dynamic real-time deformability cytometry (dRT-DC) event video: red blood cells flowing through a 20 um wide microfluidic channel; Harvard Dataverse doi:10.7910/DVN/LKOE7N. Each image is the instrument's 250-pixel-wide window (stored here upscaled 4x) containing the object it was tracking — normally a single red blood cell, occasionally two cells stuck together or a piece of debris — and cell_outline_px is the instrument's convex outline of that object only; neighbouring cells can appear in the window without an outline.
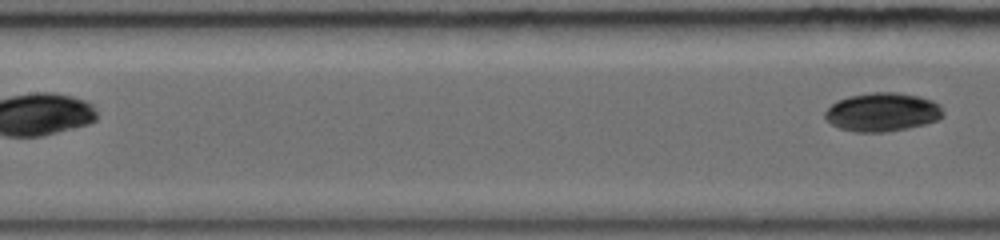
{"species": "common noctule bat (a hibernating species)", "species_latin": "Nyctalus noctula", "temperature_condition": "warm", "stored_images_in_passage": 9, "segment_of_instrument_passage": [2, 2], "camera_frame_rate_fps": 5000, "um_per_image_px": 0.085, "animal": {"sex": "female", "body_mass_g": 19.0, "forearm_length_mm": 56.7}, "frame": {"image": 1, "passage_image": 9, "time_ms": 5.6, "image_size_px": [1000, 240], "cell_outline_px": [[944, 116], [936, 120], [924, 124], [908, 128], [884, 132], [856, 132], [840, 128], [824, 120], [824, 112], [832, 104], [848, 96], [868, 92], [896, 92], [920, 96], [932, 100], [940, 104], [944, 112]], "centroid_in_image_um": [75.01, 9.52], "position_along_channel_um": 132.4, "area_um2": 26.76}}